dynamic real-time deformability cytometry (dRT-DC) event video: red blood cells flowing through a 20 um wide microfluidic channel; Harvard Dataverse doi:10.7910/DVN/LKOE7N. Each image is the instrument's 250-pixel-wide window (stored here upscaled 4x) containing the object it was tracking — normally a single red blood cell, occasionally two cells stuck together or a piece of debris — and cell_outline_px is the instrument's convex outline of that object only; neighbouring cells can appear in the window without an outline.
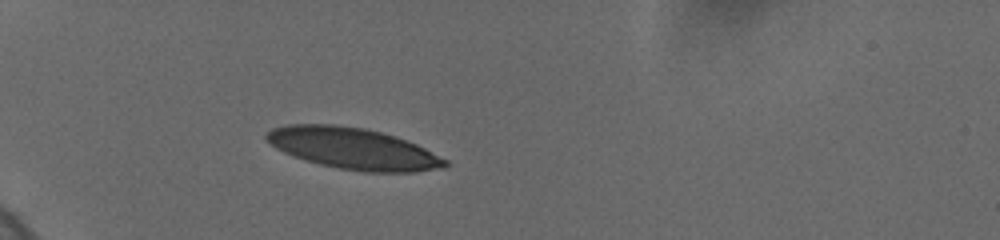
{"species": "human", "species_latin": "Homo sapiens", "temperature_condition": "cold", "stored_images_in_passage": 1, "camera_frame_rate_fps": 3000, "um_per_image_px": 0.085, "donor": {"sex": "female"}, "frame": {"image": 1, "passage_image": 1, "time_ms": 0.0, "image_size_px": [1000, 240], "cell_outline_px": [[448, 164], [444, 168], [416, 172], [364, 172], [340, 168], [320, 164], [304, 160], [292, 156], [276, 148], [264, 136], [272, 128], [288, 124], [336, 124], [364, 128], [396, 136], [416, 144], [448, 160]], "centroid_in_image_um": [30.03, 12.62], "position_along_channel_um": 55.0, "area_um2": 43.0}}